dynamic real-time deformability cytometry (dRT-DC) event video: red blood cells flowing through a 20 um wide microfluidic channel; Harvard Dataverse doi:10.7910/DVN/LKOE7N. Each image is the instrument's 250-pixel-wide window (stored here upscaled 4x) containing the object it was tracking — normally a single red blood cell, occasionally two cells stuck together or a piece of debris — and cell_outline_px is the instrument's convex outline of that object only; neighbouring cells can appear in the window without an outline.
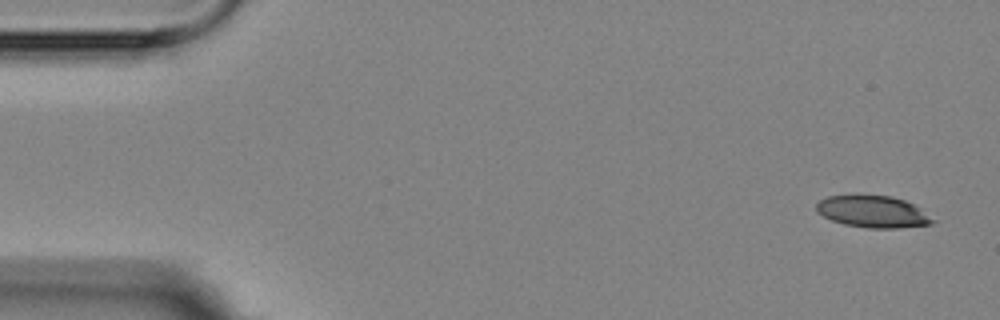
{"species": "Egyptian fruit bat (a non-hibernating species)", "species_latin": "Rousettus aegyptiacus", "temperature_condition": "room temperature", "stored_images_in_passage": 4, "camera_frame_rate_fps": 3000, "um_per_image_px": 0.085, "animal": {"sex": "female"}, "frame": {"image": 1, "passage_image": 1, "time_ms": 0.0, "image_size_px": [1000, 320], "cell_outline_px": [[936, 220], [932, 224], [900, 228], [868, 228], [844, 224], [832, 220], [816, 212], [816, 204], [820, 200], [828, 196], [892, 196], [904, 200], [920, 208]], "centroid_in_image_um": [74.21, 18.01], "position_along_channel_um": 10.8, "area_um2": 21.39}}